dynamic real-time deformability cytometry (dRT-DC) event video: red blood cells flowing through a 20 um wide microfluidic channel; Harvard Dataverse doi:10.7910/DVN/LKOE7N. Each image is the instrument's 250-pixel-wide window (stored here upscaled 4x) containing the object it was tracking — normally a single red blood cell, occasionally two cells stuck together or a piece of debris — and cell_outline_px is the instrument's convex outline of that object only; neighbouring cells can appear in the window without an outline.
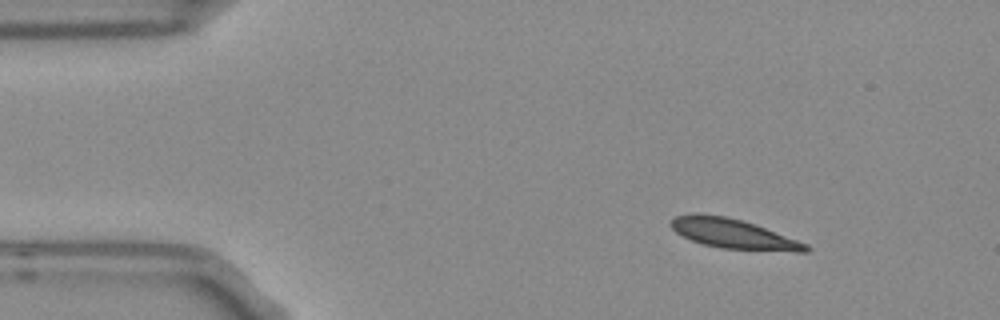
{"species": "Egyptian fruit bat (a non-hibernating species)", "species_latin": "Rousettus aegyptiacus", "temperature_condition": "room temperature", "stored_images_in_passage": 4, "camera_frame_rate_fps": 3000, "um_per_image_px": 0.085, "frame": {"image": 1, "passage_image": 1, "time_ms": 0.0, "image_size_px": [1000, 320], "cell_outline_px": [[812, 248], [808, 252], [796, 252], [720, 248], [704, 244], [692, 240], [676, 232], [668, 224], [676, 216], [692, 212], [696, 212], [724, 216], [740, 220], [764, 228], [808, 244]], "centroid_in_image_um": [62.32, 19.87], "position_along_channel_um": 22.7, "area_um2": 23.18}}
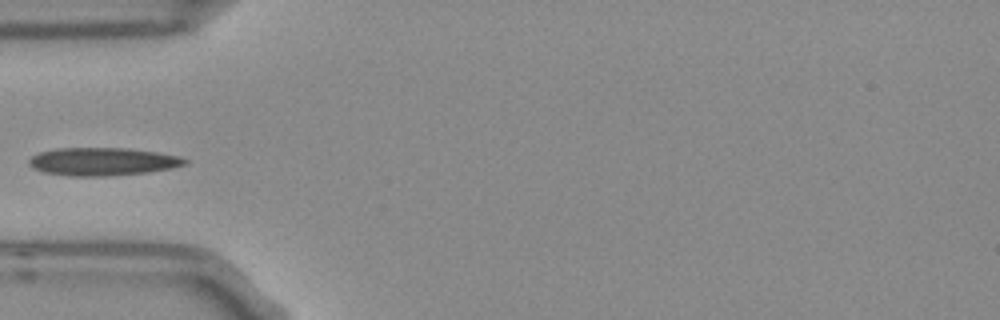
{"frame": {"image": 2, "passage_image": 4, "time_ms": 1.0, "image_size_px": [1000, 320], "cell_outline_px": [[188, 164], [172, 168], [148, 172], [108, 176], [68, 176], [44, 172], [28, 164], [28, 160], [32, 156], [40, 152], [56, 148], [124, 148], [156, 152], [180, 156], [188, 160]], "centroid_in_image_um": [8.74, 13.73], "position_along_channel_um": 76.3, "area_um2": 25.37}}